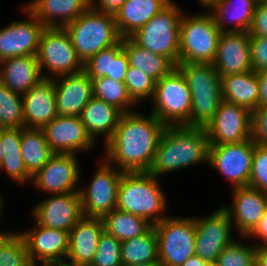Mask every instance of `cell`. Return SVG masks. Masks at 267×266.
I'll return each instance as SVG.
<instances>
[{
    "instance_id": "cell-57",
    "label": "cell",
    "mask_w": 267,
    "mask_h": 266,
    "mask_svg": "<svg viewBox=\"0 0 267 266\" xmlns=\"http://www.w3.org/2000/svg\"><path fill=\"white\" fill-rule=\"evenodd\" d=\"M3 196H1V194H0V217H2L1 215H3L2 214V210H3V198H2ZM0 220H1V218H0ZM5 233H7V232H1L0 231V235H2V234H5Z\"/></svg>"
},
{
    "instance_id": "cell-31",
    "label": "cell",
    "mask_w": 267,
    "mask_h": 266,
    "mask_svg": "<svg viewBox=\"0 0 267 266\" xmlns=\"http://www.w3.org/2000/svg\"><path fill=\"white\" fill-rule=\"evenodd\" d=\"M122 46L128 57L129 66L141 69L155 82L176 67L169 58L140 47L130 37L122 38Z\"/></svg>"
},
{
    "instance_id": "cell-43",
    "label": "cell",
    "mask_w": 267,
    "mask_h": 266,
    "mask_svg": "<svg viewBox=\"0 0 267 266\" xmlns=\"http://www.w3.org/2000/svg\"><path fill=\"white\" fill-rule=\"evenodd\" d=\"M0 169L1 171L7 172L6 174L13 182L15 181V183L24 184L25 182H32V176L25 168L21 152H12L3 155V162Z\"/></svg>"
},
{
    "instance_id": "cell-54",
    "label": "cell",
    "mask_w": 267,
    "mask_h": 266,
    "mask_svg": "<svg viewBox=\"0 0 267 266\" xmlns=\"http://www.w3.org/2000/svg\"><path fill=\"white\" fill-rule=\"evenodd\" d=\"M206 261L202 260L198 255L191 256L184 264L181 266H204Z\"/></svg>"
},
{
    "instance_id": "cell-20",
    "label": "cell",
    "mask_w": 267,
    "mask_h": 266,
    "mask_svg": "<svg viewBox=\"0 0 267 266\" xmlns=\"http://www.w3.org/2000/svg\"><path fill=\"white\" fill-rule=\"evenodd\" d=\"M53 82L57 114L80 117L84 107L93 98L92 79L83 70L53 78Z\"/></svg>"
},
{
    "instance_id": "cell-11",
    "label": "cell",
    "mask_w": 267,
    "mask_h": 266,
    "mask_svg": "<svg viewBox=\"0 0 267 266\" xmlns=\"http://www.w3.org/2000/svg\"><path fill=\"white\" fill-rule=\"evenodd\" d=\"M123 171L104 158L86 188H79L85 217L103 218L116 208L117 192Z\"/></svg>"
},
{
    "instance_id": "cell-35",
    "label": "cell",
    "mask_w": 267,
    "mask_h": 266,
    "mask_svg": "<svg viewBox=\"0 0 267 266\" xmlns=\"http://www.w3.org/2000/svg\"><path fill=\"white\" fill-rule=\"evenodd\" d=\"M91 79L93 97L115 106L123 113L134 111L133 107L136 106V103L131 99L124 82L115 81L108 77Z\"/></svg>"
},
{
    "instance_id": "cell-3",
    "label": "cell",
    "mask_w": 267,
    "mask_h": 266,
    "mask_svg": "<svg viewBox=\"0 0 267 266\" xmlns=\"http://www.w3.org/2000/svg\"><path fill=\"white\" fill-rule=\"evenodd\" d=\"M166 197L158 178L148 172L123 173L116 208L155 225L167 217L164 213L168 206Z\"/></svg>"
},
{
    "instance_id": "cell-12",
    "label": "cell",
    "mask_w": 267,
    "mask_h": 266,
    "mask_svg": "<svg viewBox=\"0 0 267 266\" xmlns=\"http://www.w3.org/2000/svg\"><path fill=\"white\" fill-rule=\"evenodd\" d=\"M255 142L252 138L209 147V165L231 183L232 188L246 187L252 170Z\"/></svg>"
},
{
    "instance_id": "cell-28",
    "label": "cell",
    "mask_w": 267,
    "mask_h": 266,
    "mask_svg": "<svg viewBox=\"0 0 267 266\" xmlns=\"http://www.w3.org/2000/svg\"><path fill=\"white\" fill-rule=\"evenodd\" d=\"M222 99L253 112L259 106L260 85L257 72L221 76Z\"/></svg>"
},
{
    "instance_id": "cell-8",
    "label": "cell",
    "mask_w": 267,
    "mask_h": 266,
    "mask_svg": "<svg viewBox=\"0 0 267 266\" xmlns=\"http://www.w3.org/2000/svg\"><path fill=\"white\" fill-rule=\"evenodd\" d=\"M151 102V113L166 127H190L191 91L177 67L156 82Z\"/></svg>"
},
{
    "instance_id": "cell-26",
    "label": "cell",
    "mask_w": 267,
    "mask_h": 266,
    "mask_svg": "<svg viewBox=\"0 0 267 266\" xmlns=\"http://www.w3.org/2000/svg\"><path fill=\"white\" fill-rule=\"evenodd\" d=\"M0 83L24 95L42 79L37 55L12 57L0 62Z\"/></svg>"
},
{
    "instance_id": "cell-39",
    "label": "cell",
    "mask_w": 267,
    "mask_h": 266,
    "mask_svg": "<svg viewBox=\"0 0 267 266\" xmlns=\"http://www.w3.org/2000/svg\"><path fill=\"white\" fill-rule=\"evenodd\" d=\"M257 250L254 244L247 246L236 239L222 251L216 263L218 266H255Z\"/></svg>"
},
{
    "instance_id": "cell-30",
    "label": "cell",
    "mask_w": 267,
    "mask_h": 266,
    "mask_svg": "<svg viewBox=\"0 0 267 266\" xmlns=\"http://www.w3.org/2000/svg\"><path fill=\"white\" fill-rule=\"evenodd\" d=\"M123 112L103 100L93 97L84 107L81 120L88 135L95 142L100 136L104 144L114 135Z\"/></svg>"
},
{
    "instance_id": "cell-18",
    "label": "cell",
    "mask_w": 267,
    "mask_h": 266,
    "mask_svg": "<svg viewBox=\"0 0 267 266\" xmlns=\"http://www.w3.org/2000/svg\"><path fill=\"white\" fill-rule=\"evenodd\" d=\"M43 131L53 153L77 155L94 148L95 142L78 116L57 115Z\"/></svg>"
},
{
    "instance_id": "cell-10",
    "label": "cell",
    "mask_w": 267,
    "mask_h": 266,
    "mask_svg": "<svg viewBox=\"0 0 267 266\" xmlns=\"http://www.w3.org/2000/svg\"><path fill=\"white\" fill-rule=\"evenodd\" d=\"M158 241L161 266H181L195 255L196 226L194 217L167 216L153 225Z\"/></svg>"
},
{
    "instance_id": "cell-29",
    "label": "cell",
    "mask_w": 267,
    "mask_h": 266,
    "mask_svg": "<svg viewBox=\"0 0 267 266\" xmlns=\"http://www.w3.org/2000/svg\"><path fill=\"white\" fill-rule=\"evenodd\" d=\"M258 1L218 0L209 12L221 32H248ZM229 23L233 26H228Z\"/></svg>"
},
{
    "instance_id": "cell-45",
    "label": "cell",
    "mask_w": 267,
    "mask_h": 266,
    "mask_svg": "<svg viewBox=\"0 0 267 266\" xmlns=\"http://www.w3.org/2000/svg\"><path fill=\"white\" fill-rule=\"evenodd\" d=\"M251 138L256 144L267 145V105L252 112Z\"/></svg>"
},
{
    "instance_id": "cell-40",
    "label": "cell",
    "mask_w": 267,
    "mask_h": 266,
    "mask_svg": "<svg viewBox=\"0 0 267 266\" xmlns=\"http://www.w3.org/2000/svg\"><path fill=\"white\" fill-rule=\"evenodd\" d=\"M123 50L122 39L115 45L100 50L84 63V71L90 78H111L112 60Z\"/></svg>"
},
{
    "instance_id": "cell-22",
    "label": "cell",
    "mask_w": 267,
    "mask_h": 266,
    "mask_svg": "<svg viewBox=\"0 0 267 266\" xmlns=\"http://www.w3.org/2000/svg\"><path fill=\"white\" fill-rule=\"evenodd\" d=\"M220 76L252 71L248 32H222L213 62Z\"/></svg>"
},
{
    "instance_id": "cell-34",
    "label": "cell",
    "mask_w": 267,
    "mask_h": 266,
    "mask_svg": "<svg viewBox=\"0 0 267 266\" xmlns=\"http://www.w3.org/2000/svg\"><path fill=\"white\" fill-rule=\"evenodd\" d=\"M104 230L120 242L144 234L152 224L145 218L115 208L103 218Z\"/></svg>"
},
{
    "instance_id": "cell-2",
    "label": "cell",
    "mask_w": 267,
    "mask_h": 266,
    "mask_svg": "<svg viewBox=\"0 0 267 266\" xmlns=\"http://www.w3.org/2000/svg\"><path fill=\"white\" fill-rule=\"evenodd\" d=\"M209 147L205 127L167 126L148 173L158 178L165 173L208 163Z\"/></svg>"
},
{
    "instance_id": "cell-9",
    "label": "cell",
    "mask_w": 267,
    "mask_h": 266,
    "mask_svg": "<svg viewBox=\"0 0 267 266\" xmlns=\"http://www.w3.org/2000/svg\"><path fill=\"white\" fill-rule=\"evenodd\" d=\"M37 59L42 77L45 79L75 74L84 70V64L77 56L68 32L61 27L43 29L39 38ZM44 68L47 71L42 70Z\"/></svg>"
},
{
    "instance_id": "cell-23",
    "label": "cell",
    "mask_w": 267,
    "mask_h": 266,
    "mask_svg": "<svg viewBox=\"0 0 267 266\" xmlns=\"http://www.w3.org/2000/svg\"><path fill=\"white\" fill-rule=\"evenodd\" d=\"M22 97L24 127L43 129L58 115L53 79H42Z\"/></svg>"
},
{
    "instance_id": "cell-47",
    "label": "cell",
    "mask_w": 267,
    "mask_h": 266,
    "mask_svg": "<svg viewBox=\"0 0 267 266\" xmlns=\"http://www.w3.org/2000/svg\"><path fill=\"white\" fill-rule=\"evenodd\" d=\"M22 128L1 129L3 153L21 152Z\"/></svg>"
},
{
    "instance_id": "cell-48",
    "label": "cell",
    "mask_w": 267,
    "mask_h": 266,
    "mask_svg": "<svg viewBox=\"0 0 267 266\" xmlns=\"http://www.w3.org/2000/svg\"><path fill=\"white\" fill-rule=\"evenodd\" d=\"M129 62L124 50H122L114 60H112L111 79L124 82L125 74L128 71Z\"/></svg>"
},
{
    "instance_id": "cell-56",
    "label": "cell",
    "mask_w": 267,
    "mask_h": 266,
    "mask_svg": "<svg viewBox=\"0 0 267 266\" xmlns=\"http://www.w3.org/2000/svg\"><path fill=\"white\" fill-rule=\"evenodd\" d=\"M3 146H2V140H1V129H0V168L3 162Z\"/></svg>"
},
{
    "instance_id": "cell-14",
    "label": "cell",
    "mask_w": 267,
    "mask_h": 266,
    "mask_svg": "<svg viewBox=\"0 0 267 266\" xmlns=\"http://www.w3.org/2000/svg\"><path fill=\"white\" fill-rule=\"evenodd\" d=\"M232 221L221 207L205 218H195V254L206 262H216L222 251L236 239Z\"/></svg>"
},
{
    "instance_id": "cell-51",
    "label": "cell",
    "mask_w": 267,
    "mask_h": 266,
    "mask_svg": "<svg viewBox=\"0 0 267 266\" xmlns=\"http://www.w3.org/2000/svg\"><path fill=\"white\" fill-rule=\"evenodd\" d=\"M259 85H260V96L259 106L267 105V70L257 72Z\"/></svg>"
},
{
    "instance_id": "cell-52",
    "label": "cell",
    "mask_w": 267,
    "mask_h": 266,
    "mask_svg": "<svg viewBox=\"0 0 267 266\" xmlns=\"http://www.w3.org/2000/svg\"><path fill=\"white\" fill-rule=\"evenodd\" d=\"M255 266H267V247L258 248Z\"/></svg>"
},
{
    "instance_id": "cell-27",
    "label": "cell",
    "mask_w": 267,
    "mask_h": 266,
    "mask_svg": "<svg viewBox=\"0 0 267 266\" xmlns=\"http://www.w3.org/2000/svg\"><path fill=\"white\" fill-rule=\"evenodd\" d=\"M171 2L172 0H126L114 14L120 36L130 37Z\"/></svg>"
},
{
    "instance_id": "cell-21",
    "label": "cell",
    "mask_w": 267,
    "mask_h": 266,
    "mask_svg": "<svg viewBox=\"0 0 267 266\" xmlns=\"http://www.w3.org/2000/svg\"><path fill=\"white\" fill-rule=\"evenodd\" d=\"M19 233L24 238L32 266H37V259L43 264L51 260L67 258L69 232L47 228L36 223L33 229Z\"/></svg>"
},
{
    "instance_id": "cell-7",
    "label": "cell",
    "mask_w": 267,
    "mask_h": 266,
    "mask_svg": "<svg viewBox=\"0 0 267 266\" xmlns=\"http://www.w3.org/2000/svg\"><path fill=\"white\" fill-rule=\"evenodd\" d=\"M180 6L172 1L148 23L139 28L130 38L140 47L179 63Z\"/></svg>"
},
{
    "instance_id": "cell-38",
    "label": "cell",
    "mask_w": 267,
    "mask_h": 266,
    "mask_svg": "<svg viewBox=\"0 0 267 266\" xmlns=\"http://www.w3.org/2000/svg\"><path fill=\"white\" fill-rule=\"evenodd\" d=\"M124 83L131 99L136 105L147 98L150 101L152 100L156 82L141 69L129 66L125 74Z\"/></svg>"
},
{
    "instance_id": "cell-1",
    "label": "cell",
    "mask_w": 267,
    "mask_h": 266,
    "mask_svg": "<svg viewBox=\"0 0 267 266\" xmlns=\"http://www.w3.org/2000/svg\"><path fill=\"white\" fill-rule=\"evenodd\" d=\"M166 126L153 113H123L114 135L104 144V159L124 173L148 172Z\"/></svg>"
},
{
    "instance_id": "cell-13",
    "label": "cell",
    "mask_w": 267,
    "mask_h": 266,
    "mask_svg": "<svg viewBox=\"0 0 267 266\" xmlns=\"http://www.w3.org/2000/svg\"><path fill=\"white\" fill-rule=\"evenodd\" d=\"M251 127L252 112L223 100L205 130L210 146H218L250 139Z\"/></svg>"
},
{
    "instance_id": "cell-36",
    "label": "cell",
    "mask_w": 267,
    "mask_h": 266,
    "mask_svg": "<svg viewBox=\"0 0 267 266\" xmlns=\"http://www.w3.org/2000/svg\"><path fill=\"white\" fill-rule=\"evenodd\" d=\"M23 97L0 83V129L23 128Z\"/></svg>"
},
{
    "instance_id": "cell-17",
    "label": "cell",
    "mask_w": 267,
    "mask_h": 266,
    "mask_svg": "<svg viewBox=\"0 0 267 266\" xmlns=\"http://www.w3.org/2000/svg\"><path fill=\"white\" fill-rule=\"evenodd\" d=\"M38 225L70 232L84 216L79 192L52 194L32 210Z\"/></svg>"
},
{
    "instance_id": "cell-44",
    "label": "cell",
    "mask_w": 267,
    "mask_h": 266,
    "mask_svg": "<svg viewBox=\"0 0 267 266\" xmlns=\"http://www.w3.org/2000/svg\"><path fill=\"white\" fill-rule=\"evenodd\" d=\"M251 65L255 72L267 70V37L250 35Z\"/></svg>"
},
{
    "instance_id": "cell-16",
    "label": "cell",
    "mask_w": 267,
    "mask_h": 266,
    "mask_svg": "<svg viewBox=\"0 0 267 266\" xmlns=\"http://www.w3.org/2000/svg\"><path fill=\"white\" fill-rule=\"evenodd\" d=\"M27 20H13L0 29V62L12 57L37 55L44 25L24 6Z\"/></svg>"
},
{
    "instance_id": "cell-58",
    "label": "cell",
    "mask_w": 267,
    "mask_h": 266,
    "mask_svg": "<svg viewBox=\"0 0 267 266\" xmlns=\"http://www.w3.org/2000/svg\"><path fill=\"white\" fill-rule=\"evenodd\" d=\"M204 266H218L216 262H206Z\"/></svg>"
},
{
    "instance_id": "cell-5",
    "label": "cell",
    "mask_w": 267,
    "mask_h": 266,
    "mask_svg": "<svg viewBox=\"0 0 267 266\" xmlns=\"http://www.w3.org/2000/svg\"><path fill=\"white\" fill-rule=\"evenodd\" d=\"M64 28L83 64L100 50L111 47L122 39L114 14L91 7Z\"/></svg>"
},
{
    "instance_id": "cell-49",
    "label": "cell",
    "mask_w": 267,
    "mask_h": 266,
    "mask_svg": "<svg viewBox=\"0 0 267 266\" xmlns=\"http://www.w3.org/2000/svg\"><path fill=\"white\" fill-rule=\"evenodd\" d=\"M248 238L255 237L257 240L254 245L259 247H267V208L264 211V215L259 220L257 226L253 229V231L247 236Z\"/></svg>"
},
{
    "instance_id": "cell-6",
    "label": "cell",
    "mask_w": 267,
    "mask_h": 266,
    "mask_svg": "<svg viewBox=\"0 0 267 266\" xmlns=\"http://www.w3.org/2000/svg\"><path fill=\"white\" fill-rule=\"evenodd\" d=\"M221 31L210 12L182 14L179 63L213 64Z\"/></svg>"
},
{
    "instance_id": "cell-46",
    "label": "cell",
    "mask_w": 267,
    "mask_h": 266,
    "mask_svg": "<svg viewBox=\"0 0 267 266\" xmlns=\"http://www.w3.org/2000/svg\"><path fill=\"white\" fill-rule=\"evenodd\" d=\"M248 33L267 37V0L258 1Z\"/></svg>"
},
{
    "instance_id": "cell-42",
    "label": "cell",
    "mask_w": 267,
    "mask_h": 266,
    "mask_svg": "<svg viewBox=\"0 0 267 266\" xmlns=\"http://www.w3.org/2000/svg\"><path fill=\"white\" fill-rule=\"evenodd\" d=\"M248 186L267 193V145L255 143Z\"/></svg>"
},
{
    "instance_id": "cell-41",
    "label": "cell",
    "mask_w": 267,
    "mask_h": 266,
    "mask_svg": "<svg viewBox=\"0 0 267 266\" xmlns=\"http://www.w3.org/2000/svg\"><path fill=\"white\" fill-rule=\"evenodd\" d=\"M89 266H122L121 242L104 230L100 235L93 261Z\"/></svg>"
},
{
    "instance_id": "cell-55",
    "label": "cell",
    "mask_w": 267,
    "mask_h": 266,
    "mask_svg": "<svg viewBox=\"0 0 267 266\" xmlns=\"http://www.w3.org/2000/svg\"><path fill=\"white\" fill-rule=\"evenodd\" d=\"M122 266H161L160 262H149V263H140L133 265H122Z\"/></svg>"
},
{
    "instance_id": "cell-4",
    "label": "cell",
    "mask_w": 267,
    "mask_h": 266,
    "mask_svg": "<svg viewBox=\"0 0 267 266\" xmlns=\"http://www.w3.org/2000/svg\"><path fill=\"white\" fill-rule=\"evenodd\" d=\"M191 91L190 127H205L223 101L221 76L213 64L178 63Z\"/></svg>"
},
{
    "instance_id": "cell-15",
    "label": "cell",
    "mask_w": 267,
    "mask_h": 266,
    "mask_svg": "<svg viewBox=\"0 0 267 266\" xmlns=\"http://www.w3.org/2000/svg\"><path fill=\"white\" fill-rule=\"evenodd\" d=\"M77 155L54 153L32 177V184L48 195L79 192L80 168Z\"/></svg>"
},
{
    "instance_id": "cell-50",
    "label": "cell",
    "mask_w": 267,
    "mask_h": 266,
    "mask_svg": "<svg viewBox=\"0 0 267 266\" xmlns=\"http://www.w3.org/2000/svg\"><path fill=\"white\" fill-rule=\"evenodd\" d=\"M126 0H90V7L98 11L115 14Z\"/></svg>"
},
{
    "instance_id": "cell-33",
    "label": "cell",
    "mask_w": 267,
    "mask_h": 266,
    "mask_svg": "<svg viewBox=\"0 0 267 266\" xmlns=\"http://www.w3.org/2000/svg\"><path fill=\"white\" fill-rule=\"evenodd\" d=\"M122 265L159 262L158 241L152 225L144 234L121 242Z\"/></svg>"
},
{
    "instance_id": "cell-32",
    "label": "cell",
    "mask_w": 267,
    "mask_h": 266,
    "mask_svg": "<svg viewBox=\"0 0 267 266\" xmlns=\"http://www.w3.org/2000/svg\"><path fill=\"white\" fill-rule=\"evenodd\" d=\"M21 155L27 172L33 177L54 154L43 129L22 128Z\"/></svg>"
},
{
    "instance_id": "cell-53",
    "label": "cell",
    "mask_w": 267,
    "mask_h": 266,
    "mask_svg": "<svg viewBox=\"0 0 267 266\" xmlns=\"http://www.w3.org/2000/svg\"><path fill=\"white\" fill-rule=\"evenodd\" d=\"M66 261H67V258H63V259L51 260V261L43 263L42 265L43 266H82L70 260L69 258H68V261L67 262Z\"/></svg>"
},
{
    "instance_id": "cell-25",
    "label": "cell",
    "mask_w": 267,
    "mask_h": 266,
    "mask_svg": "<svg viewBox=\"0 0 267 266\" xmlns=\"http://www.w3.org/2000/svg\"><path fill=\"white\" fill-rule=\"evenodd\" d=\"M24 7L44 27L64 28L90 7V0H31Z\"/></svg>"
},
{
    "instance_id": "cell-19",
    "label": "cell",
    "mask_w": 267,
    "mask_h": 266,
    "mask_svg": "<svg viewBox=\"0 0 267 266\" xmlns=\"http://www.w3.org/2000/svg\"><path fill=\"white\" fill-rule=\"evenodd\" d=\"M232 189V204L221 207L228 213L239 236L246 238L264 215L267 193L249 186Z\"/></svg>"
},
{
    "instance_id": "cell-24",
    "label": "cell",
    "mask_w": 267,
    "mask_h": 266,
    "mask_svg": "<svg viewBox=\"0 0 267 266\" xmlns=\"http://www.w3.org/2000/svg\"><path fill=\"white\" fill-rule=\"evenodd\" d=\"M103 231L102 218L83 216L69 232L67 258L82 266H89L93 261Z\"/></svg>"
},
{
    "instance_id": "cell-37",
    "label": "cell",
    "mask_w": 267,
    "mask_h": 266,
    "mask_svg": "<svg viewBox=\"0 0 267 266\" xmlns=\"http://www.w3.org/2000/svg\"><path fill=\"white\" fill-rule=\"evenodd\" d=\"M0 266H32L24 238L19 232L0 235Z\"/></svg>"
}]
</instances>
